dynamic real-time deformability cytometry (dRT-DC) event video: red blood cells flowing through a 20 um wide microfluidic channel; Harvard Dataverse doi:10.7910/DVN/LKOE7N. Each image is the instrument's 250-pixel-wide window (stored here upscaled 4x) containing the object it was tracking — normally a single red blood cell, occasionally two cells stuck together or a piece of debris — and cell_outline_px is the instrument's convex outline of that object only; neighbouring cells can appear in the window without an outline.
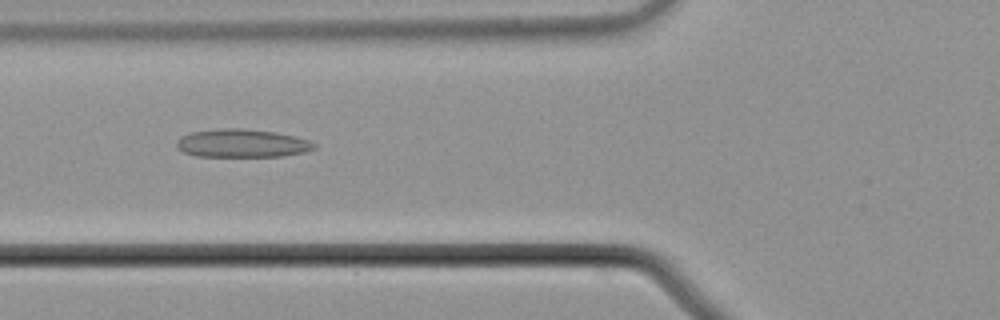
{"species": "common noctule bat (a hibernating species)", "species_latin": "Nyctalus noctula", "temperature_condition": "cold", "stored_images_in_passage": 8, "camera_frame_rate_fps": 3000, "um_per_image_px": 0.085, "animal": {"sex": "male", "body_mass_g": 21.5, "forearm_length_mm": 52.0}, "frame": {"image": 1, "passage_image": 6, "time_ms": 1.667, "image_size_px": [1000, 320], "cell_outline_px": [[316, 148], [304, 152], [284, 156], [196, 156], [184, 152], [176, 148], [176, 140], [180, 136], [192, 132], [220, 128], [240, 128], [276, 132], [296, 136], [308, 140], [316, 144]], "centroid_in_image_um": [20.56, 12.17], "position_along_channel_um": 105.2, "area_um2": 22.72}}
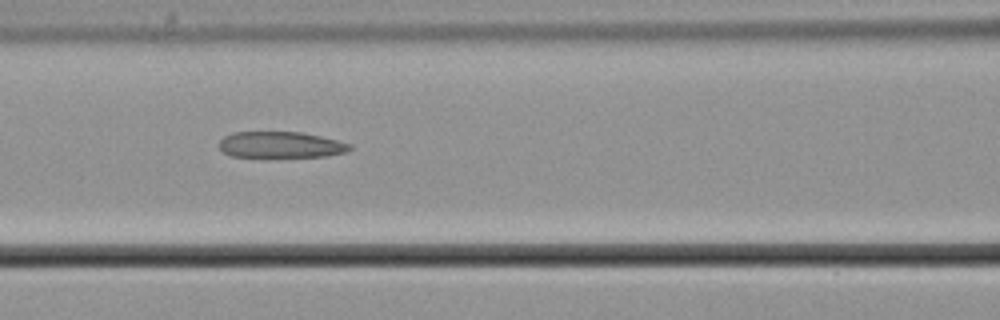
{"frame": {"image": 2, "passage_image": 7, "time_ms": 2.0, "image_size_px": [1000, 320], "cell_outline_px": [[352, 148], [348, 152], [328, 156], [264, 160], [232, 156], [224, 152], [220, 148], [220, 140], [224, 136], [232, 132], [304, 132], [352, 144]], "centroid_in_image_um": [23.86, 12.36], "position_along_channel_um": 142.7, "area_um2": 21.15}}
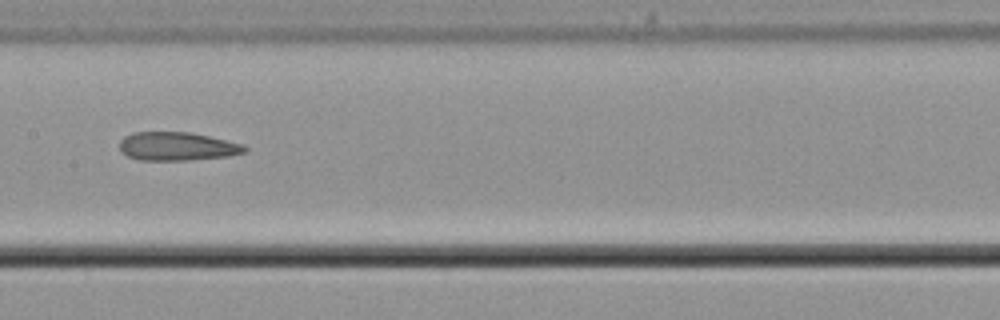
{"frame": {"image": 3, "passage_image": 8, "time_ms": 2.333, "image_size_px": [1000, 320], "cell_outline_px": [[248, 152], [228, 156], [192, 160], [140, 160], [128, 156], [120, 152], [120, 140], [124, 136], [132, 132], [188, 132], [208, 136], [244, 144], [248, 148]], "centroid_in_image_um": [15.07, 12.44], "position_along_channel_um": 192.3, "area_um2": 20.92}}